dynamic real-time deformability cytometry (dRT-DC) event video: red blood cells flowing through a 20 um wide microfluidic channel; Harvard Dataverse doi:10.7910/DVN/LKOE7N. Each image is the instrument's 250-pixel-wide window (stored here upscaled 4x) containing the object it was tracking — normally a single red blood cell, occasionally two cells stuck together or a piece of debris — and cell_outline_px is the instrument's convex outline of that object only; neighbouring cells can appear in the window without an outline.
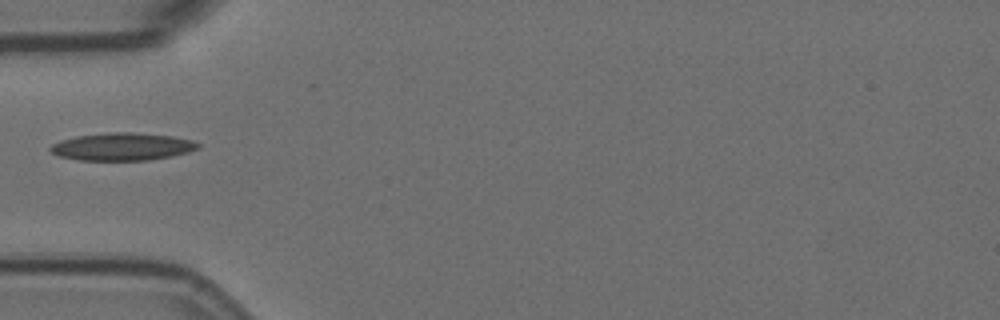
{"species": "Egyptian fruit bat (a non-hibernating species)", "species_latin": "Rousettus aegyptiacus", "temperature_condition": "room temperature", "stored_images_in_passage": 14, "camera_frame_rate_fps": 3000, "um_per_image_px": 0.085, "animal": {"sex": "female"}, "frame": {"image": 1, "passage_image": 1, "time_ms": 0.0, "image_size_px": [1000, 320], "cell_outline_px": [[200, 148], [188, 152], [172, 156], [148, 160], [76, 160], [60, 156], [52, 152], [48, 148], [52, 144], [60, 140], [76, 136], [108, 132], [132, 132], [172, 136], [192, 140], [200, 144]], "centroid_in_image_um": [10.39, 12.46], "position_along_channel_um": 74.6, "area_um2": 23.81}}
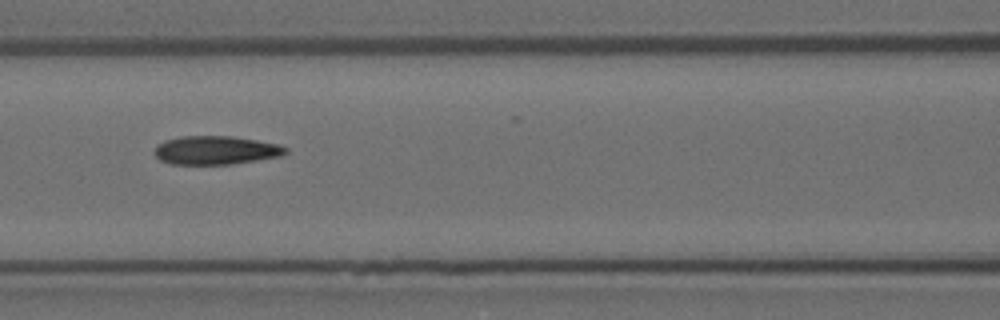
{"frame": {"image": 2, "passage_image": 7, "time_ms": 2.0, "image_size_px": [1000, 320], "cell_outline_px": [[288, 152], [280, 156], [232, 164], [172, 164], [160, 160], [152, 152], [156, 144], [164, 140], [180, 136], [232, 136], [256, 140], [276, 144], [288, 148]], "centroid_in_image_um": [18.28, 12.76], "position_along_channel_um": 148.3, "area_um2": 21.91}}
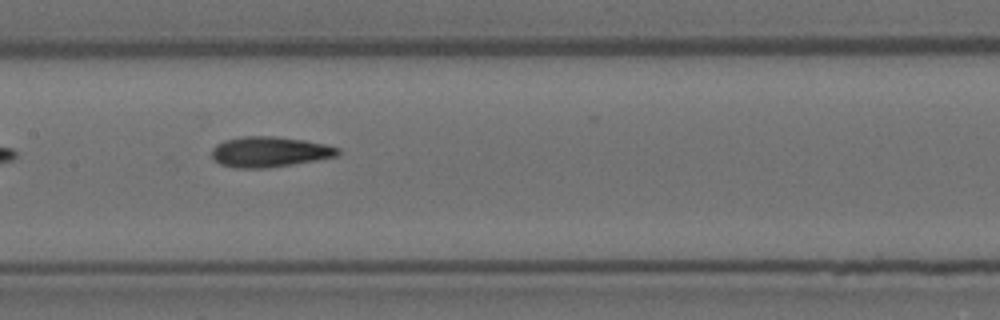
{"frame": {"image": 3, "passage_image": 10, "time_ms": 3.0, "image_size_px": [1000, 320], "cell_outline_px": [[340, 152], [336, 156], [316, 160], [268, 168], [236, 168], [220, 164], [212, 156], [212, 148], [216, 144], [224, 140], [244, 136], [276, 136], [304, 140], [324, 144], [340, 148]], "centroid_in_image_um": [22.9, 12.9], "position_along_channel_um": 184.5, "area_um2": 22.31}}